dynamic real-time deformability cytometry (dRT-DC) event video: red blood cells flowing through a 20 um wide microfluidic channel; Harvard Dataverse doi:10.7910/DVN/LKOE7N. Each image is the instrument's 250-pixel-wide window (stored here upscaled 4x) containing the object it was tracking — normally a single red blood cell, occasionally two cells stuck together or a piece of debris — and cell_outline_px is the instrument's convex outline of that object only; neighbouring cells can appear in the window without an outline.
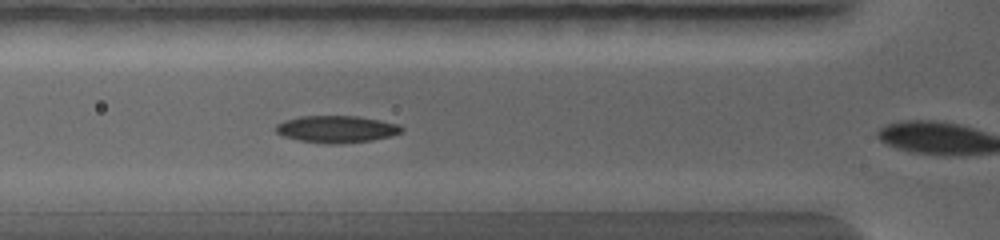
{"species": "common noctule bat (a hibernating species)", "species_latin": "Nyctalus noctula", "temperature_condition": "warm", "stored_images_in_passage": 9, "camera_frame_rate_fps": 5000, "um_per_image_px": 0.085, "animal": {"sex": "female", "body_mass_g": 19.0, "forearm_length_mm": 56.7}, "frame": {"image": 1, "passage_image": 6, "time_ms": 2.6, "image_size_px": [1000, 240], "cell_outline_px": [[400, 132], [388, 136], [372, 140], [336, 144], [328, 144], [300, 140], [284, 136], [276, 132], [276, 128], [280, 124], [288, 120], [300, 116], [356, 116], [396, 124], [400, 128]], "centroid_in_image_um": [28.56, 10.98], "position_along_channel_um": 97.2, "area_um2": 19.07}}
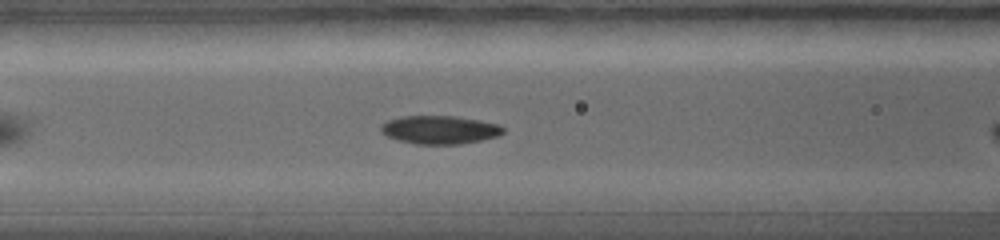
{"frame": {"image": 2, "passage_image": 8, "time_ms": 3.2, "image_size_px": [1000, 240], "cell_outline_px": [[504, 132], [496, 136], [480, 140], [460, 144], [416, 144], [400, 140], [388, 136], [380, 128], [388, 120], [404, 116], [452, 116], [476, 120], [496, 124], [504, 128]], "centroid_in_image_um": [37.38, 11.03], "position_along_channel_um": 129.2, "area_um2": 19.59}}